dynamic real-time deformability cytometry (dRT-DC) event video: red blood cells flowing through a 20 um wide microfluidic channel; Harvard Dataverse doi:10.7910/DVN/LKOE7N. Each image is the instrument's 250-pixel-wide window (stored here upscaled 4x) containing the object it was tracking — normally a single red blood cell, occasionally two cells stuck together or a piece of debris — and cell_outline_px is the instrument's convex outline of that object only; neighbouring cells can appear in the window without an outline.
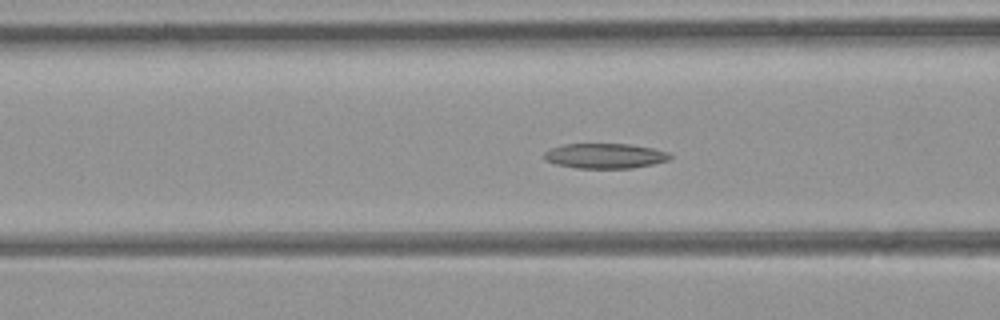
{"species": "common noctule bat (a hibernating species)", "species_latin": "Nyctalus noctula", "temperature_condition": "room temperature", "stored_images_in_passage": 42, "camera_frame_rate_fps": 3000, "um_per_image_px": 0.085, "animal": {"sex": "female", "body_mass_g": 21.9}, "frame": {"image": 1, "passage_image": 12, "time_ms": 3.667, "image_size_px": [1000, 320], "cell_outline_px": [[672, 156], [668, 160], [652, 164], [632, 168], [576, 168], [556, 164], [544, 160], [544, 152], [552, 148], [564, 144], [628, 144], [652, 148], [668, 152]], "centroid_in_image_um": [51.41, 13.25], "position_along_channel_um": 115.2, "area_um2": 18.26}}
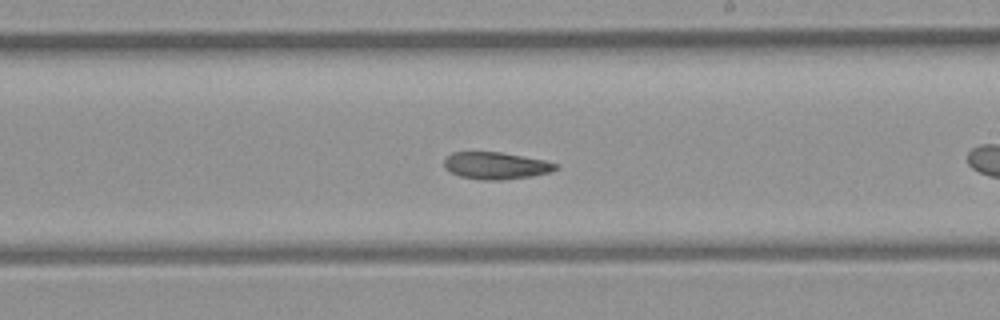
{"frame": {"image": 2, "passage_image": 21, "time_ms": 6.667, "image_size_px": [1000, 320], "cell_outline_px": [[560, 168], [548, 172], [532, 176], [504, 180], [488, 180], [460, 176], [444, 168], [444, 160], [452, 152], [500, 152], [544, 160], [556, 164]], "centroid_in_image_um": [42.15, 14.08], "position_along_channel_um": 246.9, "area_um2": 17.4}}
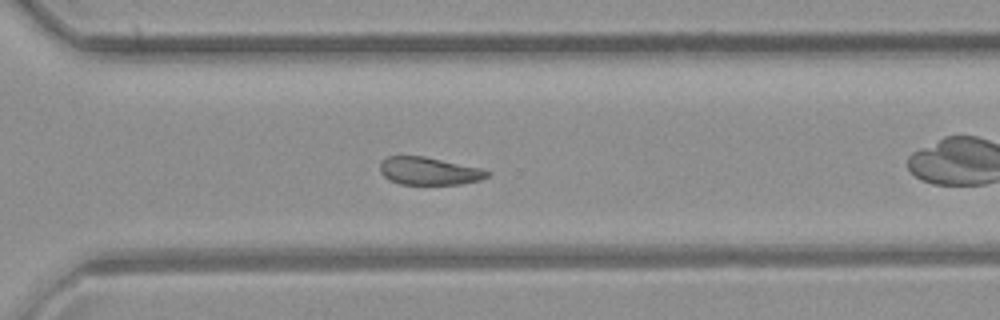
{"frame": {"image": 3, "passage_image": 27, "time_ms": 8.667, "image_size_px": [1000, 320], "cell_outline_px": [[492, 172], [488, 176], [480, 180], [460, 184], [400, 184], [388, 180], [380, 172], [380, 160], [388, 156], [424, 156], [480, 168]], "centroid_in_image_um": [36.43, 14.54], "position_along_channel_um": 334.2, "area_um2": 17.34}}